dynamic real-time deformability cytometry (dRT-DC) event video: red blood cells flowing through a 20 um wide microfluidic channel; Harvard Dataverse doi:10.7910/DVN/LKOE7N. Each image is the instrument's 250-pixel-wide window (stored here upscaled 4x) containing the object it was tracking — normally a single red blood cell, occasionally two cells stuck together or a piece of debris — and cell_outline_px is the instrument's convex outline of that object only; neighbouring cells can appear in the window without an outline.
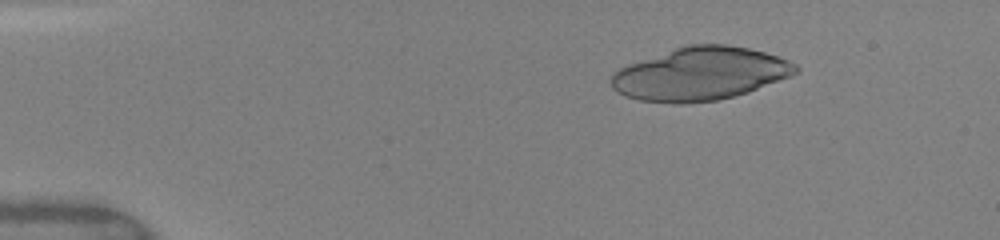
{"species": "human", "species_latin": "Homo sapiens", "temperature_condition": "warm", "stored_images_in_passage": 18, "camera_frame_rate_fps": 3000, "um_per_image_px": 0.085, "donor": {"sex": "female"}, "frame": {"image": 1, "passage_image": 4, "time_ms": 1.667, "image_size_px": [1000, 240], "cell_outline_px": [[800, 72], [748, 92], [720, 100], [688, 104], [672, 104], [640, 100], [624, 96], [616, 92], [612, 88], [608, 80], [612, 72], [628, 64], [688, 44], [728, 44], [748, 48], [764, 52], [788, 60], [796, 64], [800, 68]], "centroid_in_image_um": [59.49, 6.29], "position_along_channel_um": 25.5, "area_um2": 57.4}}